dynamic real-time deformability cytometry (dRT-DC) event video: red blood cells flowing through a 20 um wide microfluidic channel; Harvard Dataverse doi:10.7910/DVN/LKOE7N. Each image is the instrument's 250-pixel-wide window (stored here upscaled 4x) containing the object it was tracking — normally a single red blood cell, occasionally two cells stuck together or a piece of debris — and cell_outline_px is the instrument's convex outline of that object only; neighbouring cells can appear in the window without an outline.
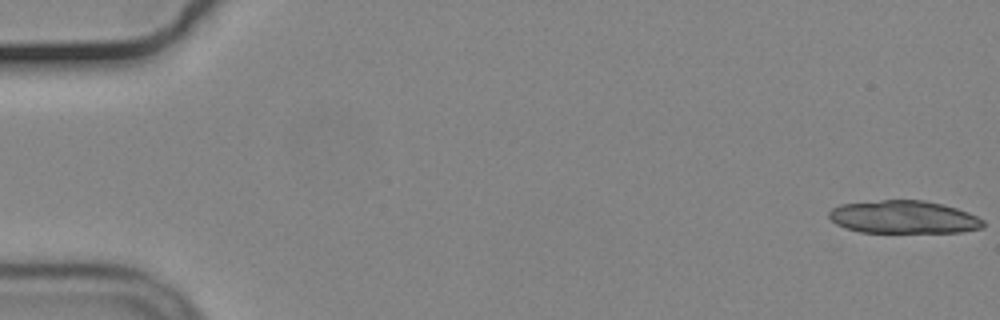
{"species": "common noctule bat (a hibernating species)", "species_latin": "Nyctalus noctula", "temperature_condition": "cold", "stored_images_in_passage": 51, "camera_frame_rate_fps": 3000, "um_per_image_px": 0.085, "animal": {"sex": "male", "body_mass_g": 19.2, "forearm_length_mm": 51.8}, "frame": {"image": 1, "passage_image": 1, "time_ms": 0.0, "image_size_px": [1000, 320], "cell_outline_px": [[984, 228], [964, 232], [860, 232], [844, 228], [836, 224], [828, 216], [828, 212], [832, 208], [840, 204], [880, 200], [924, 200], [944, 204], [968, 212], [984, 220]], "centroid_in_image_um": [76.82, 18.45], "position_along_channel_um": 8.2, "area_um2": 29.77}}
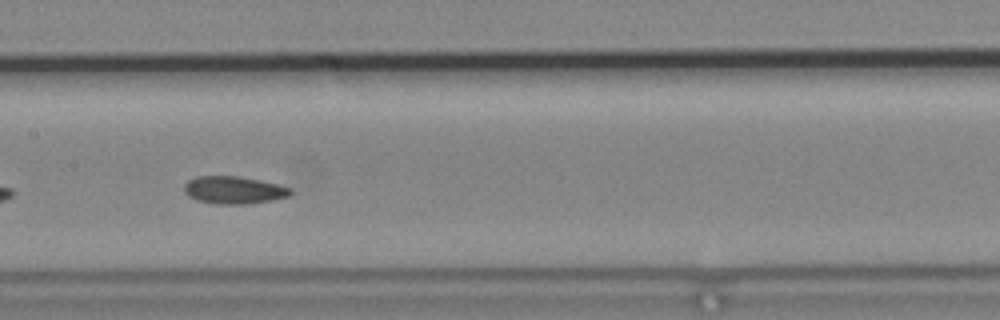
{"frame": {"image": 2, "passage_image": 23, "time_ms": 7.333, "image_size_px": [1000, 320], "cell_outline_px": [[292, 192], [288, 196], [272, 200], [244, 204], [216, 204], [196, 200], [188, 196], [184, 192], [184, 184], [188, 180], [196, 176], [240, 176], [260, 180], [292, 188]], "centroid_in_image_um": [19.84, 16.15], "position_along_channel_um": 187.6, "area_um2": 17.11}}
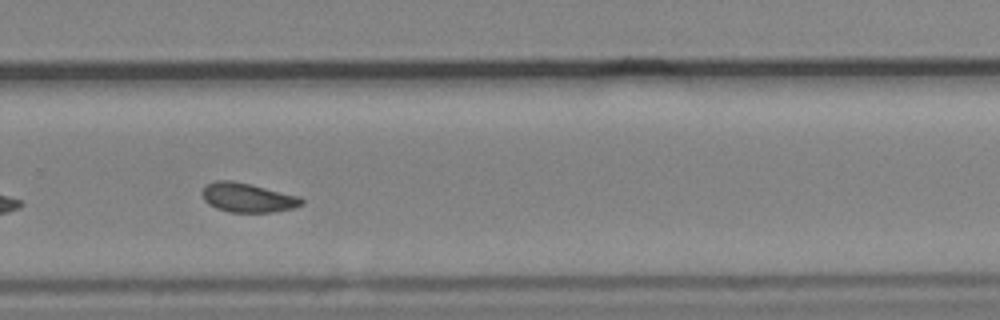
{"frame": {"image": 3, "passage_image": 33, "time_ms": 10.667, "image_size_px": [1000, 320], "cell_outline_px": [[304, 204], [292, 208], [272, 212], [228, 212], [216, 208], [208, 204], [204, 200], [204, 188], [208, 184], [216, 180], [232, 180], [300, 196], [304, 200]], "centroid_in_image_um": [21.08, 16.8], "position_along_channel_um": 308.7, "area_um2": 16.76}, "authors_computed_cell_mechanics": {"area_um2": 17.051, "velocity_mm_per_s": 3.6638, "shape_relaxation_time_tau1_ms": null, "shape_relaxation_time_tau2_ms": 2.3004, "deformation_change_tau1": null, "deformation_change_tau2": 0.0739}}